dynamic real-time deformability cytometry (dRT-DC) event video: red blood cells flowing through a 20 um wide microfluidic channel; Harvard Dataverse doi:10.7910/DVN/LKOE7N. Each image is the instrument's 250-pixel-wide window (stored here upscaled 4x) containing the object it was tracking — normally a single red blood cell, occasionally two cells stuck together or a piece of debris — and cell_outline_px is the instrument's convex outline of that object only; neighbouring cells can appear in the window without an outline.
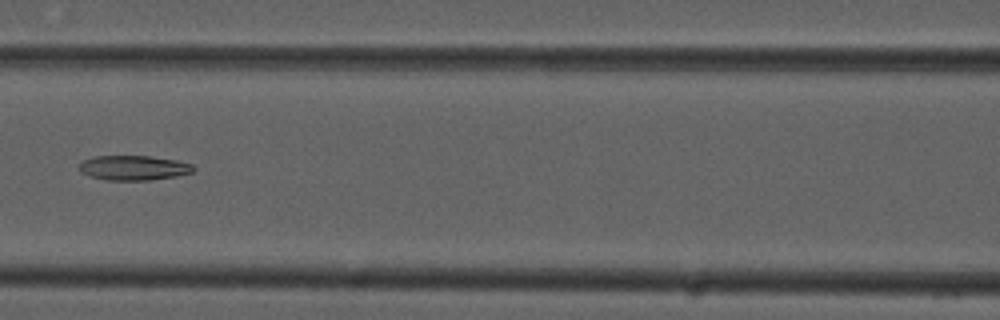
{"species": "common noctule bat (a hibernating species)", "species_latin": "Nyctalus noctula", "temperature_condition": "cold", "stored_images_in_passage": 6, "camera_frame_rate_fps": 3000, "um_per_image_px": 0.085, "animal": {"sex": "male", "forearm_length_mm": 52.5}, "frame": {"image": 1, "passage_image": 6, "time_ms": 1.667, "image_size_px": [1000, 320], "cell_outline_px": [[196, 168], [192, 172], [176, 176], [148, 180], [108, 180], [88, 176], [80, 172], [80, 164], [84, 160], [96, 156], [148, 156], [176, 160], [192, 164]], "centroid_in_image_um": [11.36, 14.27], "position_along_channel_um": 155.2, "area_um2": 16.36}}